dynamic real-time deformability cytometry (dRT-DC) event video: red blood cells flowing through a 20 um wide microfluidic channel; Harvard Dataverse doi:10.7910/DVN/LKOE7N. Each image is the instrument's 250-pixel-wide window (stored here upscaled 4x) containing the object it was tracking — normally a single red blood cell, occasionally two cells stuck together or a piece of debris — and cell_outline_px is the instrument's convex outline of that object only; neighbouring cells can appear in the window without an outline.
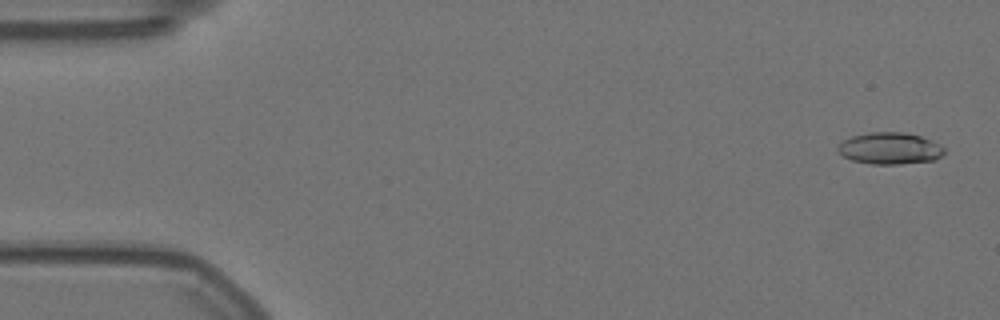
{"species": "Egyptian fruit bat (a non-hibernating species)", "species_latin": "Rousettus aegyptiacus", "temperature_condition": "warm", "stored_images_in_passage": 57, "camera_frame_rate_fps": 3000, "um_per_image_px": 0.085, "animal": {"sex": "female"}, "frame": {"image": 1, "passage_image": 2, "time_ms": 0.333, "image_size_px": [1000, 320], "cell_outline_px": [[944, 152], [940, 156], [932, 160], [900, 164], [872, 164], [852, 160], [844, 156], [836, 148], [844, 140], [852, 136], [868, 132], [904, 132], [920, 136], [932, 140], [940, 144], [944, 148]], "centroid_in_image_um": [75.64, 12.6], "position_along_channel_um": 9.4, "area_um2": 19.54}}
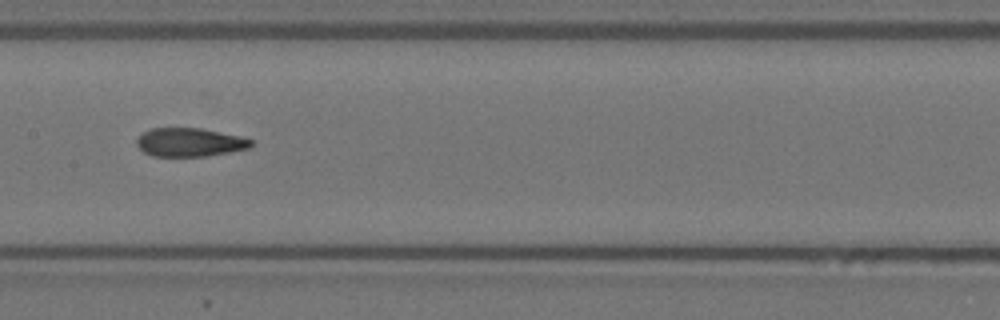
{"frame": {"image": 2, "passage_image": 28, "time_ms": 9.0, "image_size_px": [1000, 320], "cell_outline_px": [[252, 144], [248, 148], [228, 152], [204, 156], [152, 156], [144, 152], [136, 144], [136, 140], [144, 132], [152, 128], [200, 128], [240, 136], [252, 140]], "centroid_in_image_um": [16.1, 12.09], "position_along_channel_um": 191.3, "area_um2": 18.79}}
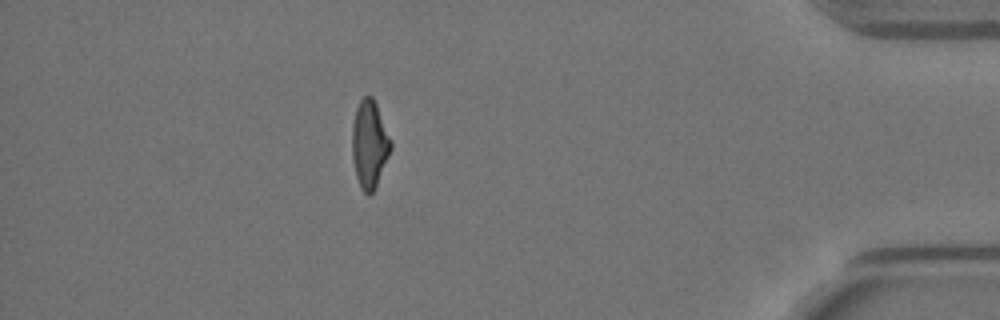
{"frame": {"image": 3, "passage_image": 50, "time_ms": 16.333, "image_size_px": [1000, 320], "cell_outline_px": [[392, 148], [376, 184], [372, 192], [368, 196], [360, 188], [356, 176], [352, 156], [352, 124], [356, 108], [360, 100], [364, 96], [372, 96], [376, 104], [392, 140]], "centroid_in_image_um": [31.4, 12.24], "position_along_channel_um": 403.8, "area_um2": 19.65}, "authors_computed_cell_mechanics": {"area_um2": 19.7098, "velocity_mm_per_s": 3.5558, "shape_relaxation_time_tau1_ms": null, "shape_relaxation_time_tau2_ms": 2.4147, "deformation_change_tau1": null, "deformation_change_tau2": 0.1122}}